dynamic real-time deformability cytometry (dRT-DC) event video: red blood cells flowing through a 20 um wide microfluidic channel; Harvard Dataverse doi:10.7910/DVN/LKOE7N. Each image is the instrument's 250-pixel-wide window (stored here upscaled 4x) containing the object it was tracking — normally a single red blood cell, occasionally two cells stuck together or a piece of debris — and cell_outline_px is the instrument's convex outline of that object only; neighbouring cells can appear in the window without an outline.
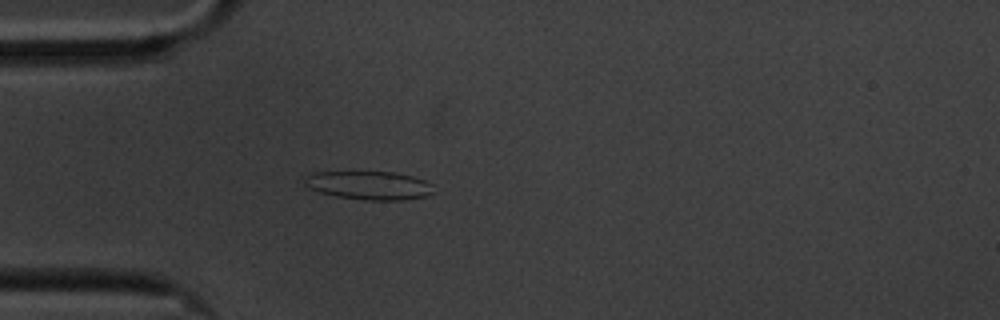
{"species": "common noctule bat (a hibernating species)", "species_latin": "Nyctalus noctula", "temperature_condition": "cold", "stored_images_in_passage": 60, "camera_frame_rate_fps": 3000, "um_per_image_px": 0.085, "animal": {"sex": "male", "body_mass_g": 20.1, "forearm_length_mm": 53.5}, "frame": {"image": 1, "passage_image": 17, "time_ms": 5.333, "image_size_px": [1000, 320], "cell_outline_px": [[432, 192], [428, 196], [400, 200], [368, 200], [336, 196], [320, 192], [308, 188], [304, 184], [304, 176], [312, 172], [392, 172], [412, 176], [424, 180], [432, 184]], "centroid_in_image_um": [31.34, 15.75], "position_along_channel_um": 53.7, "area_um2": 21.39}}
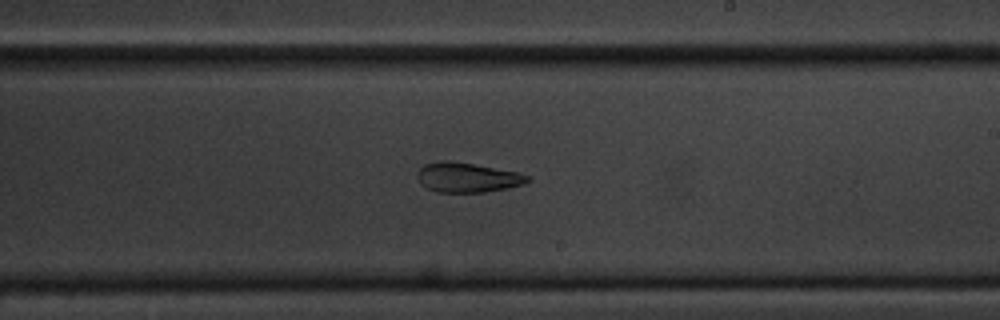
{"frame": {"image": 2, "passage_image": 35, "time_ms": 11.333, "image_size_px": [1000, 320], "cell_outline_px": [[532, 180], [524, 184], [508, 188], [484, 192], [436, 192], [420, 184], [416, 176], [416, 172], [424, 164], [440, 160], [448, 160], [520, 172], [528, 176]], "centroid_in_image_um": [39.71, 15.08], "position_along_channel_um": 249.3, "area_um2": 19.25}}
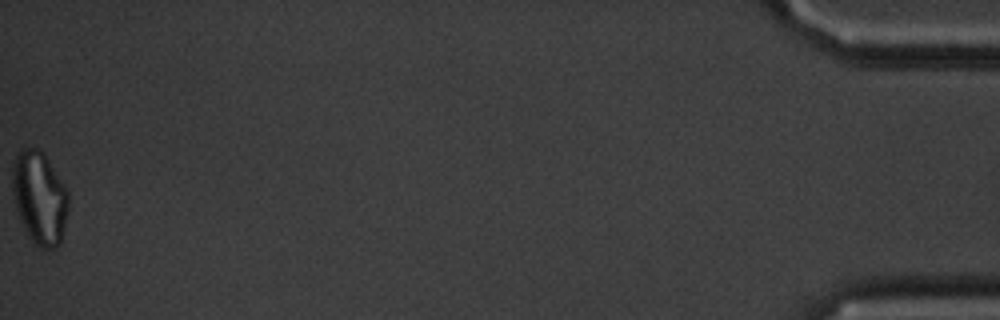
{"frame": {"image": 3, "passage_image": 60, "time_ms": 19.667, "image_size_px": [1000, 320], "cell_outline_px": [[68, 212], [60, 244], [56, 248], [40, 248], [28, 236], [16, 212], [12, 192], [12, 160], [16, 152], [20, 148], [36, 148], [44, 152], [68, 188]], "centroid_in_image_um": [3.35, 16.76], "position_along_channel_um": 431.8, "area_um2": 31.1}, "authors_computed_cell_mechanics": {"area_um2": 22.5709, "velocity_mm_per_s": 3.3719, "shape_relaxation_time_tau1_ms": null, "shape_relaxation_time_tau2_ms": 2.0465, "deformation_change_tau1": null, "deformation_change_tau2": 0.0935}}